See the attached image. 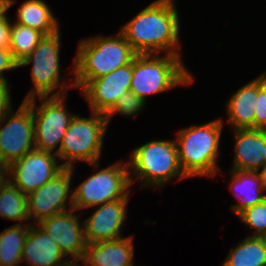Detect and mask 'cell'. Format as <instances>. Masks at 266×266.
Masks as SVG:
<instances>
[{"mask_svg": "<svg viewBox=\"0 0 266 266\" xmlns=\"http://www.w3.org/2000/svg\"><path fill=\"white\" fill-rule=\"evenodd\" d=\"M175 0H155L119 30L137 54L181 55Z\"/></svg>", "mask_w": 266, "mask_h": 266, "instance_id": "obj_1", "label": "cell"}, {"mask_svg": "<svg viewBox=\"0 0 266 266\" xmlns=\"http://www.w3.org/2000/svg\"><path fill=\"white\" fill-rule=\"evenodd\" d=\"M136 55L120 31L111 36L99 34L80 40L70 71L75 89H79L88 80L130 64Z\"/></svg>", "mask_w": 266, "mask_h": 266, "instance_id": "obj_2", "label": "cell"}, {"mask_svg": "<svg viewBox=\"0 0 266 266\" xmlns=\"http://www.w3.org/2000/svg\"><path fill=\"white\" fill-rule=\"evenodd\" d=\"M224 120L216 118L201 125H191L177 131L178 160L188 177H215L222 168L217 164Z\"/></svg>", "mask_w": 266, "mask_h": 266, "instance_id": "obj_3", "label": "cell"}, {"mask_svg": "<svg viewBox=\"0 0 266 266\" xmlns=\"http://www.w3.org/2000/svg\"><path fill=\"white\" fill-rule=\"evenodd\" d=\"M127 163L132 186L140 182L144 188L161 189L175 178H188L180 167L174 139H154L136 147Z\"/></svg>", "mask_w": 266, "mask_h": 266, "instance_id": "obj_4", "label": "cell"}, {"mask_svg": "<svg viewBox=\"0 0 266 266\" xmlns=\"http://www.w3.org/2000/svg\"><path fill=\"white\" fill-rule=\"evenodd\" d=\"M137 54L133 59L130 91L144 102L153 94L178 86L192 85L195 78L182 61V55Z\"/></svg>", "mask_w": 266, "mask_h": 266, "instance_id": "obj_5", "label": "cell"}, {"mask_svg": "<svg viewBox=\"0 0 266 266\" xmlns=\"http://www.w3.org/2000/svg\"><path fill=\"white\" fill-rule=\"evenodd\" d=\"M60 39V30L44 36L31 54L19 63V67L32 65L30 72L33 86L25 94L24 101L36 97L62 96L67 94L68 89H75L73 78L70 77L71 83L67 78L61 82Z\"/></svg>", "mask_w": 266, "mask_h": 266, "instance_id": "obj_6", "label": "cell"}, {"mask_svg": "<svg viewBox=\"0 0 266 266\" xmlns=\"http://www.w3.org/2000/svg\"><path fill=\"white\" fill-rule=\"evenodd\" d=\"M91 112L90 117L75 115L62 139L58 159L64 167H73L78 161L100 167V158L109 126L104 114Z\"/></svg>", "mask_w": 266, "mask_h": 266, "instance_id": "obj_7", "label": "cell"}, {"mask_svg": "<svg viewBox=\"0 0 266 266\" xmlns=\"http://www.w3.org/2000/svg\"><path fill=\"white\" fill-rule=\"evenodd\" d=\"M73 189V209L87 210L126 198L131 192L128 163L123 160L97 170Z\"/></svg>", "mask_w": 266, "mask_h": 266, "instance_id": "obj_8", "label": "cell"}, {"mask_svg": "<svg viewBox=\"0 0 266 266\" xmlns=\"http://www.w3.org/2000/svg\"><path fill=\"white\" fill-rule=\"evenodd\" d=\"M37 98L41 105H37ZM67 94L62 96L36 97L27 102L32 106L35 149L59 153L66 130L76 115L66 107ZM59 145V146H58ZM55 150V151H54Z\"/></svg>", "mask_w": 266, "mask_h": 266, "instance_id": "obj_9", "label": "cell"}, {"mask_svg": "<svg viewBox=\"0 0 266 266\" xmlns=\"http://www.w3.org/2000/svg\"><path fill=\"white\" fill-rule=\"evenodd\" d=\"M34 149L32 106L23 100L0 122V161L9 166Z\"/></svg>", "mask_w": 266, "mask_h": 266, "instance_id": "obj_10", "label": "cell"}, {"mask_svg": "<svg viewBox=\"0 0 266 266\" xmlns=\"http://www.w3.org/2000/svg\"><path fill=\"white\" fill-rule=\"evenodd\" d=\"M74 168L64 167L51 180L27 195L29 220H33V224L73 209L71 181Z\"/></svg>", "mask_w": 266, "mask_h": 266, "instance_id": "obj_11", "label": "cell"}, {"mask_svg": "<svg viewBox=\"0 0 266 266\" xmlns=\"http://www.w3.org/2000/svg\"><path fill=\"white\" fill-rule=\"evenodd\" d=\"M58 163L56 154L34 149L8 166L9 182L28 195L64 168Z\"/></svg>", "mask_w": 266, "mask_h": 266, "instance_id": "obj_12", "label": "cell"}, {"mask_svg": "<svg viewBox=\"0 0 266 266\" xmlns=\"http://www.w3.org/2000/svg\"><path fill=\"white\" fill-rule=\"evenodd\" d=\"M133 61L99 78L86 81L79 89L90 111L106 115L119 97L130 91Z\"/></svg>", "mask_w": 266, "mask_h": 266, "instance_id": "obj_13", "label": "cell"}, {"mask_svg": "<svg viewBox=\"0 0 266 266\" xmlns=\"http://www.w3.org/2000/svg\"><path fill=\"white\" fill-rule=\"evenodd\" d=\"M77 212L76 209H71L43 219L37 224L57 243L67 258L73 257L71 261L75 266L81 261L87 246L84 223L79 222Z\"/></svg>", "mask_w": 266, "mask_h": 266, "instance_id": "obj_14", "label": "cell"}, {"mask_svg": "<svg viewBox=\"0 0 266 266\" xmlns=\"http://www.w3.org/2000/svg\"><path fill=\"white\" fill-rule=\"evenodd\" d=\"M129 199L128 195L126 198L94 207L93 214L82 221L87 243L123 238L122 226L127 219Z\"/></svg>", "mask_w": 266, "mask_h": 266, "instance_id": "obj_15", "label": "cell"}, {"mask_svg": "<svg viewBox=\"0 0 266 266\" xmlns=\"http://www.w3.org/2000/svg\"><path fill=\"white\" fill-rule=\"evenodd\" d=\"M75 266L57 243L38 225L31 223L22 250V265Z\"/></svg>", "mask_w": 266, "mask_h": 266, "instance_id": "obj_16", "label": "cell"}, {"mask_svg": "<svg viewBox=\"0 0 266 266\" xmlns=\"http://www.w3.org/2000/svg\"><path fill=\"white\" fill-rule=\"evenodd\" d=\"M234 159L231 169L258 171L266 165V130L234 129Z\"/></svg>", "mask_w": 266, "mask_h": 266, "instance_id": "obj_17", "label": "cell"}, {"mask_svg": "<svg viewBox=\"0 0 266 266\" xmlns=\"http://www.w3.org/2000/svg\"><path fill=\"white\" fill-rule=\"evenodd\" d=\"M87 243L84 255L76 266H135L134 237Z\"/></svg>", "mask_w": 266, "mask_h": 266, "instance_id": "obj_18", "label": "cell"}, {"mask_svg": "<svg viewBox=\"0 0 266 266\" xmlns=\"http://www.w3.org/2000/svg\"><path fill=\"white\" fill-rule=\"evenodd\" d=\"M257 77L238 88L225 103L227 124L234 129H254Z\"/></svg>", "mask_w": 266, "mask_h": 266, "instance_id": "obj_19", "label": "cell"}, {"mask_svg": "<svg viewBox=\"0 0 266 266\" xmlns=\"http://www.w3.org/2000/svg\"><path fill=\"white\" fill-rule=\"evenodd\" d=\"M229 189L238 199V203L231 205L230 210L238 215L244 209L261 203L266 199L260 176L257 171L229 170Z\"/></svg>", "mask_w": 266, "mask_h": 266, "instance_id": "obj_20", "label": "cell"}, {"mask_svg": "<svg viewBox=\"0 0 266 266\" xmlns=\"http://www.w3.org/2000/svg\"><path fill=\"white\" fill-rule=\"evenodd\" d=\"M44 0H26L17 8L15 23L33 28L44 36L60 30V22Z\"/></svg>", "mask_w": 266, "mask_h": 266, "instance_id": "obj_21", "label": "cell"}, {"mask_svg": "<svg viewBox=\"0 0 266 266\" xmlns=\"http://www.w3.org/2000/svg\"><path fill=\"white\" fill-rule=\"evenodd\" d=\"M228 253L221 266H266L265 237L247 235Z\"/></svg>", "mask_w": 266, "mask_h": 266, "instance_id": "obj_22", "label": "cell"}, {"mask_svg": "<svg viewBox=\"0 0 266 266\" xmlns=\"http://www.w3.org/2000/svg\"><path fill=\"white\" fill-rule=\"evenodd\" d=\"M32 222L13 224L0 233V264L2 266H20L22 250Z\"/></svg>", "mask_w": 266, "mask_h": 266, "instance_id": "obj_23", "label": "cell"}, {"mask_svg": "<svg viewBox=\"0 0 266 266\" xmlns=\"http://www.w3.org/2000/svg\"><path fill=\"white\" fill-rule=\"evenodd\" d=\"M0 218L18 224L29 221L27 195L9 181L0 189Z\"/></svg>", "mask_w": 266, "mask_h": 266, "instance_id": "obj_24", "label": "cell"}, {"mask_svg": "<svg viewBox=\"0 0 266 266\" xmlns=\"http://www.w3.org/2000/svg\"><path fill=\"white\" fill-rule=\"evenodd\" d=\"M44 35L28 26L12 22L9 50L19 64L31 54Z\"/></svg>", "mask_w": 266, "mask_h": 266, "instance_id": "obj_25", "label": "cell"}, {"mask_svg": "<svg viewBox=\"0 0 266 266\" xmlns=\"http://www.w3.org/2000/svg\"><path fill=\"white\" fill-rule=\"evenodd\" d=\"M237 217L241 223L253 229L248 236L266 237V199L244 209Z\"/></svg>", "mask_w": 266, "mask_h": 266, "instance_id": "obj_26", "label": "cell"}, {"mask_svg": "<svg viewBox=\"0 0 266 266\" xmlns=\"http://www.w3.org/2000/svg\"><path fill=\"white\" fill-rule=\"evenodd\" d=\"M146 102L139 98L136 94L131 91L123 93L113 108L105 115L107 118L108 124L110 125L111 120L115 114H120L123 116H128L131 118L135 115H139L142 110L145 108Z\"/></svg>", "mask_w": 266, "mask_h": 266, "instance_id": "obj_27", "label": "cell"}, {"mask_svg": "<svg viewBox=\"0 0 266 266\" xmlns=\"http://www.w3.org/2000/svg\"><path fill=\"white\" fill-rule=\"evenodd\" d=\"M254 129L266 130V71L257 77Z\"/></svg>", "mask_w": 266, "mask_h": 266, "instance_id": "obj_28", "label": "cell"}, {"mask_svg": "<svg viewBox=\"0 0 266 266\" xmlns=\"http://www.w3.org/2000/svg\"><path fill=\"white\" fill-rule=\"evenodd\" d=\"M16 68H19V64L13 59L10 50L0 48V82L9 83L4 76V72L16 70Z\"/></svg>", "mask_w": 266, "mask_h": 266, "instance_id": "obj_29", "label": "cell"}, {"mask_svg": "<svg viewBox=\"0 0 266 266\" xmlns=\"http://www.w3.org/2000/svg\"><path fill=\"white\" fill-rule=\"evenodd\" d=\"M10 85L6 82H0V122L12 109V97Z\"/></svg>", "mask_w": 266, "mask_h": 266, "instance_id": "obj_30", "label": "cell"}, {"mask_svg": "<svg viewBox=\"0 0 266 266\" xmlns=\"http://www.w3.org/2000/svg\"><path fill=\"white\" fill-rule=\"evenodd\" d=\"M12 20L7 16L0 20V48L9 49Z\"/></svg>", "mask_w": 266, "mask_h": 266, "instance_id": "obj_31", "label": "cell"}, {"mask_svg": "<svg viewBox=\"0 0 266 266\" xmlns=\"http://www.w3.org/2000/svg\"><path fill=\"white\" fill-rule=\"evenodd\" d=\"M15 3L16 0H0V20L7 16V11Z\"/></svg>", "mask_w": 266, "mask_h": 266, "instance_id": "obj_32", "label": "cell"}, {"mask_svg": "<svg viewBox=\"0 0 266 266\" xmlns=\"http://www.w3.org/2000/svg\"><path fill=\"white\" fill-rule=\"evenodd\" d=\"M9 181L8 165L0 161V189Z\"/></svg>", "mask_w": 266, "mask_h": 266, "instance_id": "obj_33", "label": "cell"}, {"mask_svg": "<svg viewBox=\"0 0 266 266\" xmlns=\"http://www.w3.org/2000/svg\"><path fill=\"white\" fill-rule=\"evenodd\" d=\"M257 173L260 176L262 186H263L264 192L266 194V165L264 167H262L260 170H258Z\"/></svg>", "mask_w": 266, "mask_h": 266, "instance_id": "obj_34", "label": "cell"}]
</instances>
